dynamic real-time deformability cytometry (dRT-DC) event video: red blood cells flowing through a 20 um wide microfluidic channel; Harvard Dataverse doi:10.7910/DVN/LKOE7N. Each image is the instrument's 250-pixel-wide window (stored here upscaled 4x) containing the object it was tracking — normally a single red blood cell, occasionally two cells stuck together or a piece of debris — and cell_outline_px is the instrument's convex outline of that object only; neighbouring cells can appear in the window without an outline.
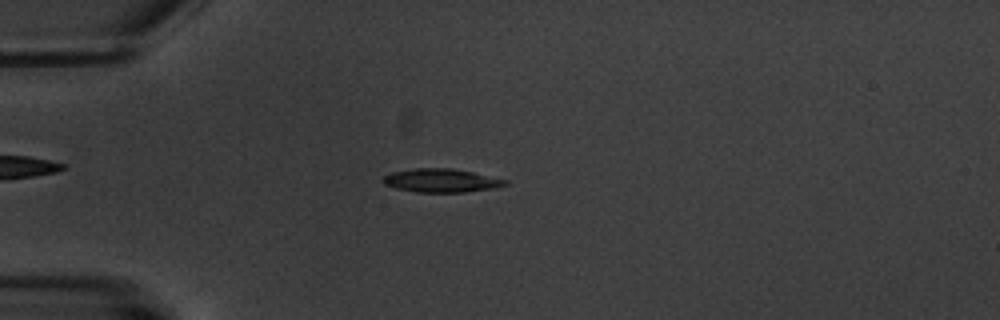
{"species": "common noctule bat (a hibernating species)", "species_latin": "Nyctalus noctula", "temperature_condition": "warm", "stored_images_in_passage": 4, "camera_frame_rate_fps": 3000, "um_per_image_px": 0.085, "animal": {"sex": "male", "body_mass_g": 20.1, "forearm_length_mm": 53.5}, "frame": {"image": 1, "passage_image": 4, "time_ms": 3.667, "image_size_px": [1000, 320], "cell_outline_px": [[508, 184], [496, 188], [464, 192], [416, 192], [396, 188], [384, 184], [384, 176], [392, 172], [416, 168], [448, 168], [472, 172], [508, 180]], "centroid_in_image_um": [37.53, 15.35], "position_along_channel_um": 47.5, "area_um2": 16.59}}